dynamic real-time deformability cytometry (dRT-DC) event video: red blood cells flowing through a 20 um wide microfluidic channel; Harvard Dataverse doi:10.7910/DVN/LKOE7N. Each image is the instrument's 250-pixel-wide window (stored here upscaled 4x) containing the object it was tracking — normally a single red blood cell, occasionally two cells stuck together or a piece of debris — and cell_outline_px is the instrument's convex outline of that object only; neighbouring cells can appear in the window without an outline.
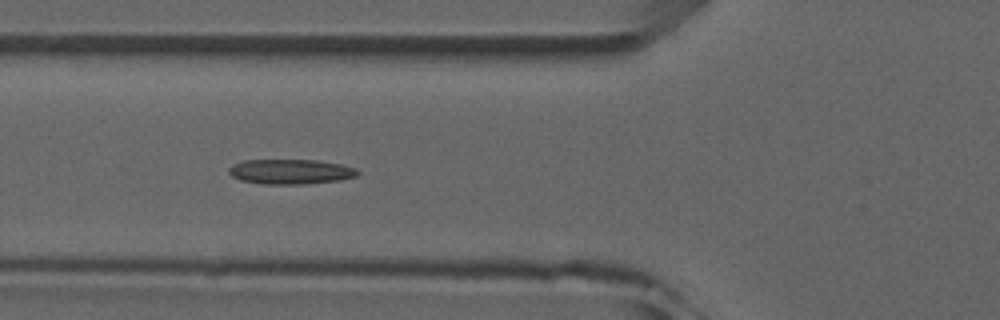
{"species": "common noctule bat (a hibernating species)", "species_latin": "Nyctalus noctula", "temperature_condition": "room temperature", "stored_images_in_passage": 7, "camera_frame_rate_fps": 3000, "um_per_image_px": 0.085, "animal": {"sex": "male", "forearm_length_mm": 52.5}, "frame": {"image": 1, "passage_image": 6, "time_ms": 5.667, "image_size_px": [1000, 320], "cell_outline_px": [[360, 172], [356, 176], [340, 180], [304, 184], [260, 184], [240, 180], [232, 176], [228, 172], [228, 168], [232, 164], [244, 160], [316, 160], [340, 164], [356, 168]], "centroid_in_image_um": [24.67, 14.59], "position_along_channel_um": 101.1, "area_um2": 18.79}}
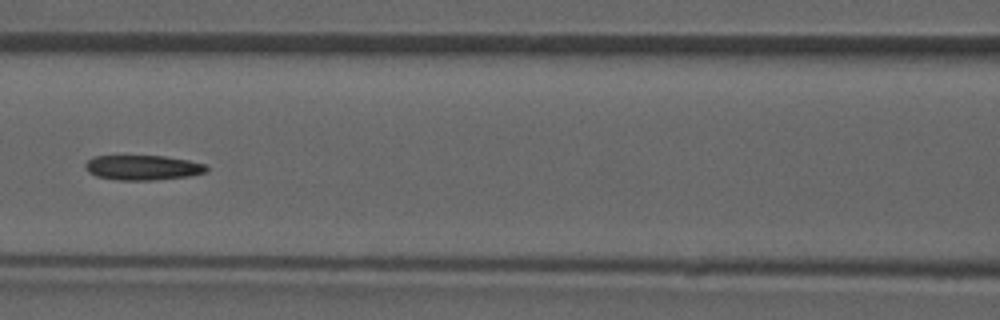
{"frame": {"image": 2, "passage_image": 7, "time_ms": 7.0, "image_size_px": [1000, 320], "cell_outline_px": [[208, 168], [204, 172], [188, 176], [152, 180], [116, 180], [96, 176], [88, 172], [84, 168], [84, 164], [92, 156], [164, 156], [188, 160], [208, 164]], "centroid_in_image_um": [12.1, 14.24], "position_along_channel_um": 154.5, "area_um2": 17.63}}